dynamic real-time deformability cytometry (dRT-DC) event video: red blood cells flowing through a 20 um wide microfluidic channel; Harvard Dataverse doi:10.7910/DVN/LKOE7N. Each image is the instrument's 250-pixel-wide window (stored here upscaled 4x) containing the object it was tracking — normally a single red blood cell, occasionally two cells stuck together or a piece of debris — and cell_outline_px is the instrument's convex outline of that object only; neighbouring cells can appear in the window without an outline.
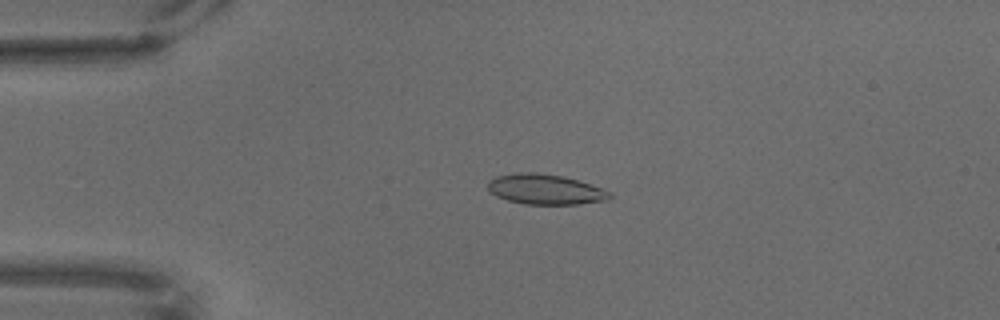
{"species": "common noctule bat (a hibernating species)", "species_latin": "Nyctalus noctula", "temperature_condition": "warm", "stored_images_in_passage": 67, "camera_frame_rate_fps": 3000, "um_per_image_px": 0.085, "animal": {"sex": "male", "body_mass_g": 18.8}, "frame": {"image": 1, "passage_image": 15, "time_ms": 4.667, "image_size_px": [1000, 320], "cell_outline_px": [[612, 196], [608, 200], [580, 204], [524, 204], [508, 200], [496, 196], [488, 192], [488, 180], [496, 176], [516, 172], [536, 172], [564, 176], [612, 192]], "centroid_in_image_um": [46.31, 16.09], "position_along_channel_um": 38.7, "area_um2": 21.56}}
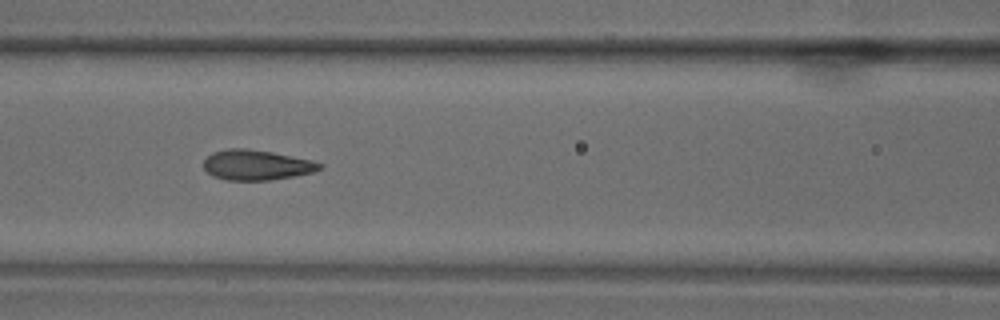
{"frame": {"image": 2, "passage_image": 29, "time_ms": 9.333, "image_size_px": [1000, 320], "cell_outline_px": [[324, 164], [320, 168], [312, 172], [296, 176], [268, 180], [228, 180], [212, 176], [204, 168], [204, 160], [212, 152], [228, 148], [248, 148], [272, 152], [312, 160]], "centroid_in_image_um": [21.79, 14.02], "position_along_channel_um": 144.8, "area_um2": 20.4}}
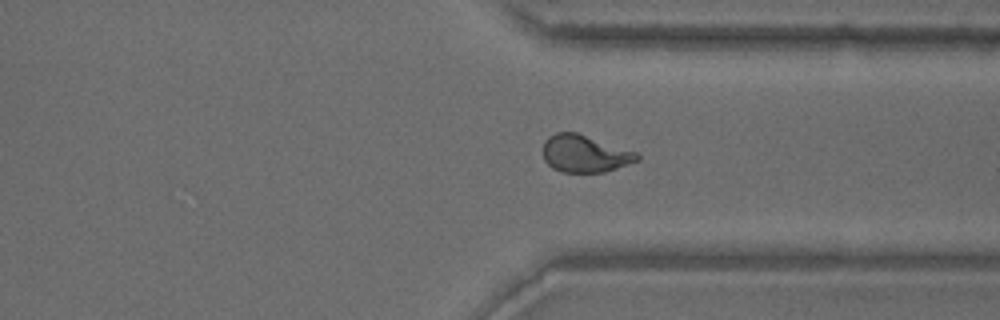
{"frame": {"image": 3, "passage_image": 51, "time_ms": 16.667, "image_size_px": [1000, 320], "cell_outline_px": [[640, 160], [604, 172], [560, 172], [552, 168], [544, 160], [544, 140], [548, 136], [556, 132], [576, 132], [636, 152], [640, 156]], "centroid_in_image_um": [49.69, 13.06], "position_along_channel_um": 361.7, "area_um2": 20.35}}